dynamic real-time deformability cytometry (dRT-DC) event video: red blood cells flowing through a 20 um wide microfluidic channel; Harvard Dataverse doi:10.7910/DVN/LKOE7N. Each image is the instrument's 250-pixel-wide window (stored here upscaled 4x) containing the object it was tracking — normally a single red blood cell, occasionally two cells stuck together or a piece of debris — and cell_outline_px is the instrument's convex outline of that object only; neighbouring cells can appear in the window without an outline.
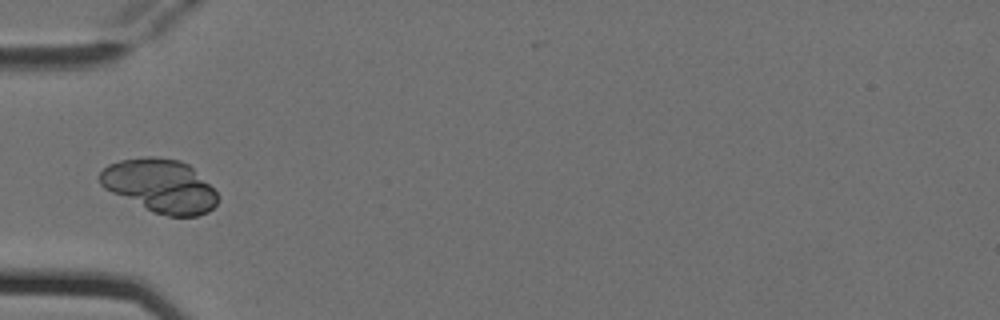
{"species": "Egyptian fruit bat (a non-hibernating species)", "species_latin": "Rousettus aegyptiacus", "temperature_condition": "cold", "stored_images_in_passage": 5, "camera_frame_rate_fps": 3000, "um_per_image_px": 0.085, "animal": {"sex": "female"}, "frame": {"image": 1, "passage_image": 4, "time_ms": 1.0, "image_size_px": [1000, 320], "cell_outline_px": [[216, 204], [208, 212], [196, 216], [168, 216], [152, 212], [104, 188], [100, 184], [100, 172], [108, 164], [120, 160], [148, 156], [152, 156], [180, 160], [188, 164], [216, 192]], "centroid_in_image_um": [13.58, 15.79], "position_along_channel_um": 71.4, "area_um2": 36.18}}